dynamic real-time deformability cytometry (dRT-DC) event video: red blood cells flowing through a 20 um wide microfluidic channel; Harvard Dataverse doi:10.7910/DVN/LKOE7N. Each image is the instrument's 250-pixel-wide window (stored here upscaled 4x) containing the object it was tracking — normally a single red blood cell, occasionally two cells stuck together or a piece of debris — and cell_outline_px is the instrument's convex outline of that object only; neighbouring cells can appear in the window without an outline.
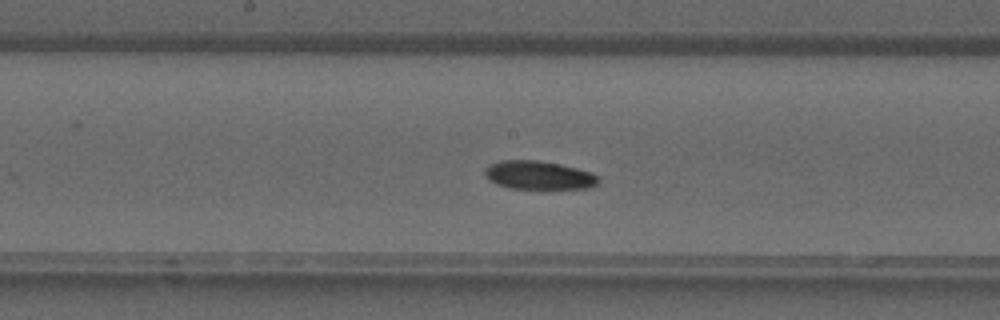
{"species": "common noctule bat (a hibernating species)", "species_latin": "Nyctalus noctula", "temperature_condition": "warm", "stored_images_in_passage": 28, "camera_frame_rate_fps": 3000, "um_per_image_px": 0.085, "animal": {"sex": "male", "forearm_length_mm": 52.5}, "frame": {"image": 1, "passage_image": 16, "time_ms": 5.0, "image_size_px": [1000, 320], "cell_outline_px": [[600, 180], [596, 184], [588, 188], [512, 188], [496, 184], [488, 180], [484, 172], [484, 168], [488, 164], [500, 160], [536, 160], [560, 164], [592, 172], [600, 176]], "centroid_in_image_um": [45.77, 14.88], "position_along_channel_um": 202.4, "area_um2": 18.9}}
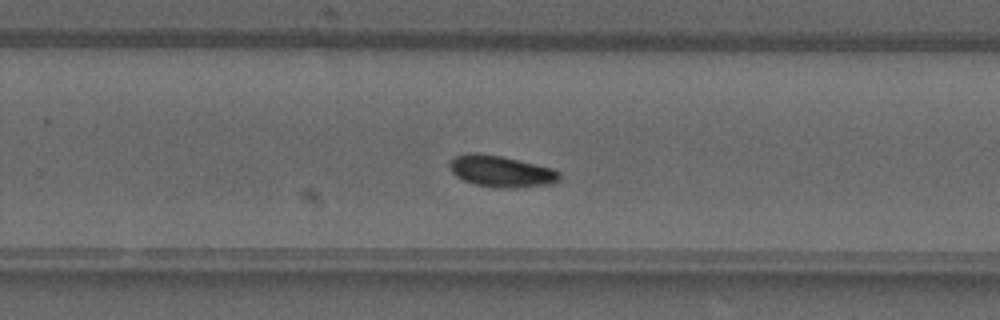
{"frame": {"image": 2, "passage_image": 21, "time_ms": 6.667, "image_size_px": [1000, 320], "cell_outline_px": [[560, 180], [552, 184], [516, 188], [496, 188], [476, 184], [464, 180], [456, 176], [452, 172], [448, 164], [456, 156], [468, 152], [476, 152], [500, 156], [552, 168], [560, 172]], "centroid_in_image_um": [42.6, 14.57], "position_along_channel_um": 287.2, "area_um2": 20.11}}
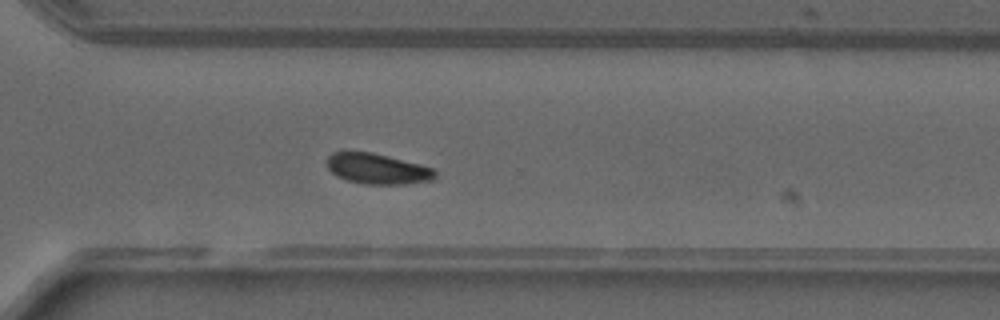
{"frame": {"image": 3, "passage_image": 24, "time_ms": 7.667, "image_size_px": [1000, 320], "cell_outline_px": [[436, 176], [432, 180], [404, 184], [364, 184], [348, 180], [336, 176], [328, 168], [328, 156], [332, 152], [372, 152], [420, 164], [432, 168], [436, 172]], "centroid_in_image_um": [32.09, 14.35], "position_along_channel_um": 338.5, "area_um2": 19.07}}